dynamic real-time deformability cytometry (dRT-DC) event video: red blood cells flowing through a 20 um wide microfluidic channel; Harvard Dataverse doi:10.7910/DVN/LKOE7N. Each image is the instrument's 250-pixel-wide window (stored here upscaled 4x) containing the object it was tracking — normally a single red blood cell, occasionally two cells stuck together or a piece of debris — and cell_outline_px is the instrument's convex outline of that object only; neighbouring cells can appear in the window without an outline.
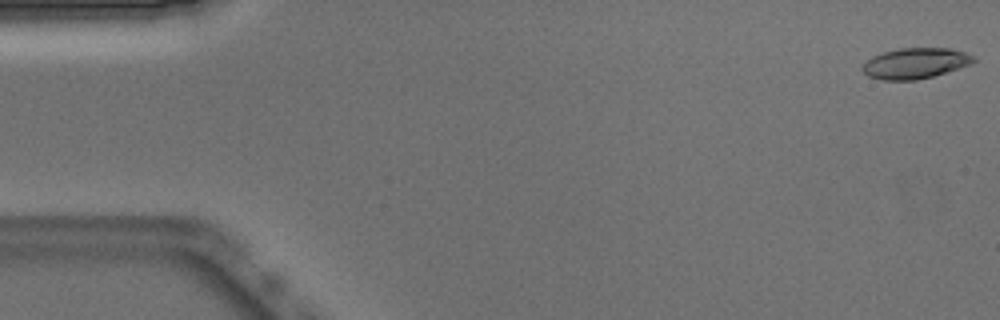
{"species": "Egyptian fruit bat (a non-hibernating species)", "species_latin": "Rousettus aegyptiacus", "temperature_condition": "warm", "stored_images_in_passage": 51, "camera_frame_rate_fps": 3000, "um_per_image_px": 0.085, "animal": {"sex": "male"}, "frame": {"image": 1, "passage_image": 1, "time_ms": 0.0, "image_size_px": [1000, 320], "cell_outline_px": [[976, 60], [968, 64], [932, 76], [916, 80], [884, 80], [868, 76], [860, 68], [872, 56], [884, 52], [900, 48], [952, 48], [964, 52], [972, 56]], "centroid_in_image_um": [77.75, 5.37], "position_along_channel_um": 7.3, "area_um2": 19.48}}
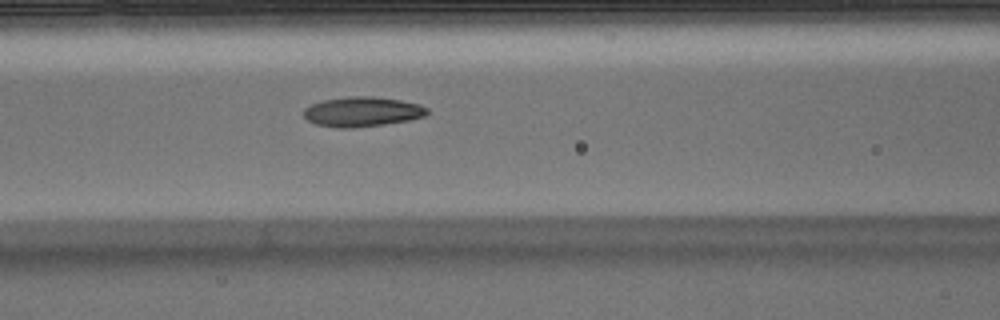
{"frame": {"image": 2, "passage_image": 21, "time_ms": 6.667, "image_size_px": [1000, 320], "cell_outline_px": [[428, 112], [424, 116], [408, 120], [352, 128], [336, 128], [316, 124], [308, 120], [304, 116], [304, 108], [312, 104], [324, 100], [348, 96], [372, 96], [400, 100], [420, 104], [428, 108]], "centroid_in_image_um": [30.78, 9.49], "position_along_channel_um": 135.8, "area_um2": 21.27}}
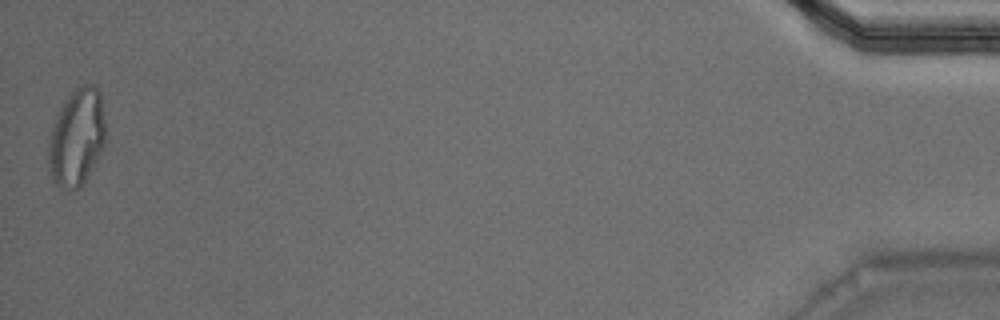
{"frame": {"image": 3, "passage_image": 51, "time_ms": 16.667, "image_size_px": [1000, 320], "cell_outline_px": [[108, 140], [104, 148], [84, 184], [80, 188], [68, 192], [60, 188], [52, 180], [48, 168], [48, 136], [56, 116], [68, 92], [72, 88], [80, 84], [96, 84], [100, 92], [104, 112]], "centroid_in_image_um": [6.54, 11.68], "position_along_channel_um": 428.7, "area_um2": 33.93}, "authors_computed_cell_mechanics": {"area_um2": 20.6924, "velocity_mm_per_s": 3.9, "shape_relaxation_time_tau1_ms": null, "shape_relaxation_time_tau2_ms": 2.9682, "deformation_change_tau1": null, "deformation_change_tau2": 0.1023}}